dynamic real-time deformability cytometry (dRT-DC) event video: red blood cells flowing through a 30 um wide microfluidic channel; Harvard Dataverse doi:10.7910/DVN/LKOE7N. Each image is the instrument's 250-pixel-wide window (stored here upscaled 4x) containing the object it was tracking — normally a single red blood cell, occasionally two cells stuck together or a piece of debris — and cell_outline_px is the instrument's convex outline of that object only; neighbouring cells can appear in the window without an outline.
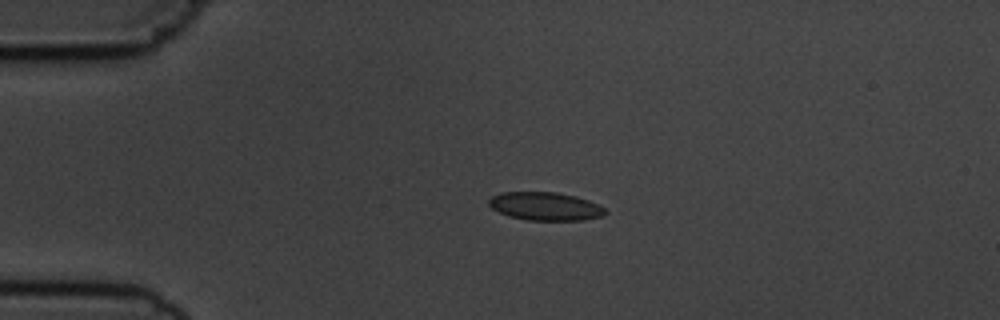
{"species": "common noctule bat (a hibernating species)", "species_latin": "Nyctalus noctula", "temperature_condition": "cold", "stored_images_in_passage": 4, "camera_frame_rate_fps": 3000, "um_per_image_px": 0.085, "animal": {"sex": "male", "body_mass_g": 19.5, "forearm_length_mm": 54.6}, "frame": {"image": 1, "passage_image": 3, "time_ms": 2.333, "image_size_px": [1000, 320], "cell_outline_px": [[608, 212], [604, 216], [584, 220], [528, 220], [508, 216], [492, 208], [488, 204], [488, 200], [492, 196], [500, 192], [556, 192], [576, 196], [588, 200], [604, 208]], "centroid_in_image_um": [46.35, 17.53], "position_along_channel_um": 38.6, "area_um2": 19.19}}